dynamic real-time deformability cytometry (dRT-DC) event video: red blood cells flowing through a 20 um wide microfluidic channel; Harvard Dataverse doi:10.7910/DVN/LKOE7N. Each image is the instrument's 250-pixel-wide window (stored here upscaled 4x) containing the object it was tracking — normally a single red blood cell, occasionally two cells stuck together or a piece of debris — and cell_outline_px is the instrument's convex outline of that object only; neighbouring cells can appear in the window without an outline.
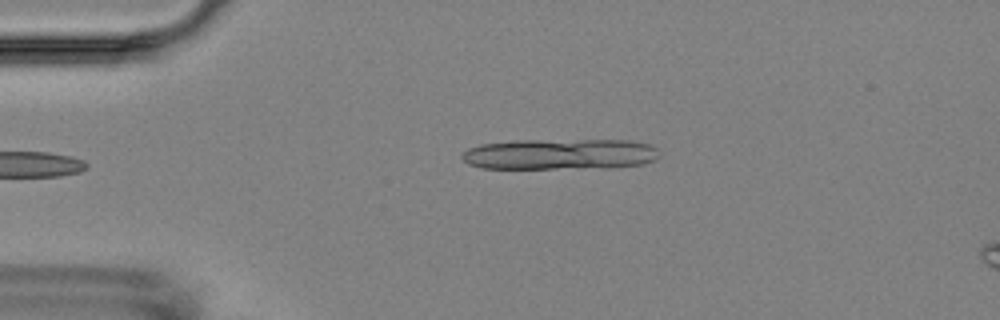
{"species": "Egyptian fruit bat (a non-hibernating species)", "species_latin": "Rousettus aegyptiacus", "temperature_condition": "room temperature", "stored_images_in_passage": 4, "camera_frame_rate_fps": 3000, "um_per_image_px": 0.085, "animal": {"sex": "female"}, "frame": {"image": 1, "passage_image": 4, "time_ms": 3.333, "image_size_px": [1000, 320], "cell_outline_px": [[660, 156], [656, 160], [644, 164], [608, 168], [480, 168], [468, 164], [460, 156], [468, 148], [480, 144], [516, 140], [628, 140], [652, 144], [660, 152]], "centroid_in_image_um": [47.65, 13.1], "position_along_channel_um": 37.4, "area_um2": 35.95}}